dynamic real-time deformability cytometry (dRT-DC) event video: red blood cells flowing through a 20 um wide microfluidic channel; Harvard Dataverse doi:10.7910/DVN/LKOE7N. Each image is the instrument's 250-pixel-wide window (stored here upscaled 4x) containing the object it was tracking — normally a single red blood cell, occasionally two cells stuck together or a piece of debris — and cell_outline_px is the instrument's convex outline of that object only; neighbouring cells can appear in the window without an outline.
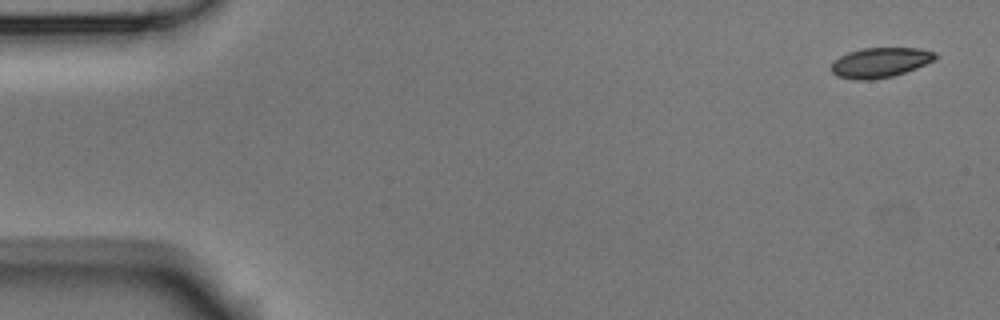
{"species": "Egyptian fruit bat (a non-hibernating species)", "species_latin": "Rousettus aegyptiacus", "temperature_condition": "room temperature", "stored_images_in_passage": 5, "camera_frame_rate_fps": 3000, "um_per_image_px": 0.085, "animal": {"sex": "male"}, "frame": {"image": 1, "passage_image": 1, "time_ms": 0.0, "image_size_px": [1000, 320], "cell_outline_px": [[940, 56], [936, 60], [916, 68], [892, 76], [872, 80], [856, 80], [836, 76], [832, 72], [832, 60], [848, 52], [860, 48], [920, 48], [936, 52]], "centroid_in_image_um": [74.83, 5.3], "position_along_channel_um": 10.2, "area_um2": 18.38}}
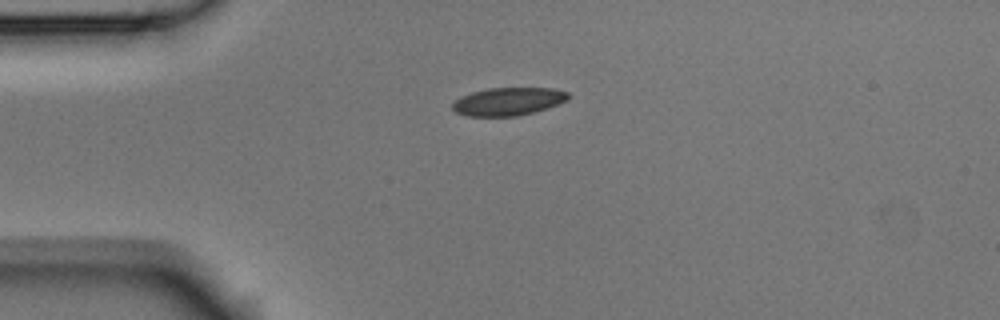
{"frame": {"image": 2, "passage_image": 4, "time_ms": 1.0, "image_size_px": [1000, 320], "cell_outline_px": [[572, 96], [568, 100], [532, 112], [516, 116], [468, 116], [456, 112], [452, 108], [452, 104], [460, 96], [472, 92], [488, 88], [552, 88], [568, 92]], "centroid_in_image_um": [43.19, 8.61], "position_along_channel_um": 41.8, "area_um2": 18.73}}